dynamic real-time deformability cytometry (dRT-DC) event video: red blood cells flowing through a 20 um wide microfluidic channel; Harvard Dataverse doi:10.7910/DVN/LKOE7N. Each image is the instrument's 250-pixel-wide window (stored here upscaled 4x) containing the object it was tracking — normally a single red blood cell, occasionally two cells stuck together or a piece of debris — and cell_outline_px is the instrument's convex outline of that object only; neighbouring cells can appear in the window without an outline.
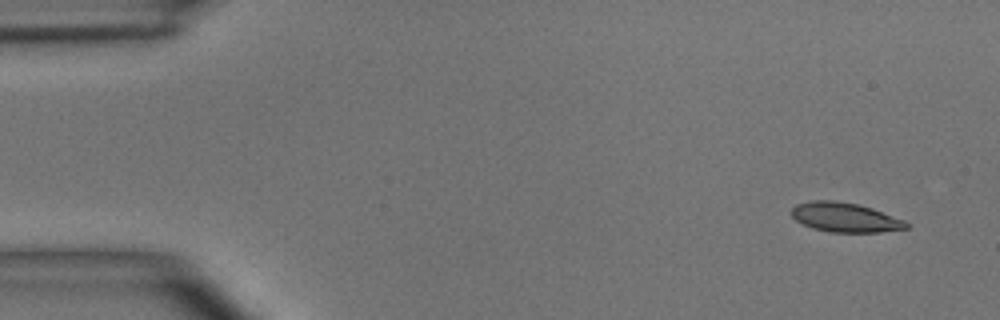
{"species": "common noctule bat (a hibernating species)", "species_latin": "Nyctalus noctula", "temperature_condition": "room temperature", "stored_images_in_passage": 4, "camera_frame_rate_fps": 3000, "um_per_image_px": 0.085, "animal": {"sex": "male", "body_mass_g": 15.6}, "frame": {"image": 1, "passage_image": 1, "time_ms": 0.0, "image_size_px": [1000, 320], "cell_outline_px": [[908, 228], [880, 232], [832, 232], [812, 228], [796, 220], [792, 216], [792, 208], [796, 204], [812, 200], [836, 200], [856, 204], [872, 208], [904, 220], [908, 224]], "centroid_in_image_um": [71.82, 18.47], "position_along_channel_um": 13.2, "area_um2": 19.54}}
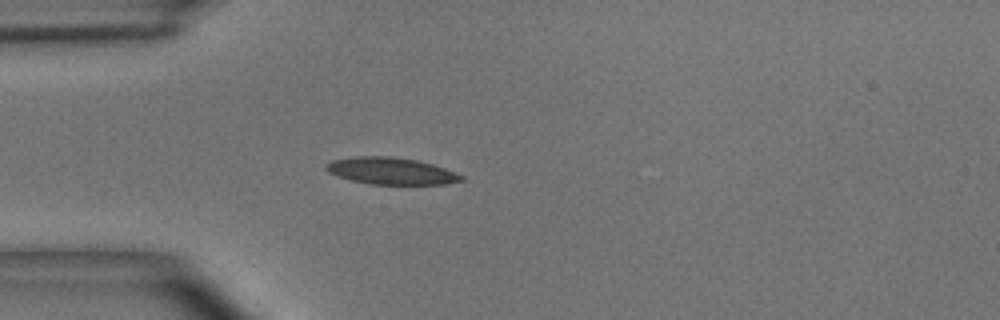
{"frame": {"image": 2, "passage_image": 4, "time_ms": 3.667, "image_size_px": [1000, 320], "cell_outline_px": [[464, 180], [444, 184], [368, 184], [336, 176], [328, 172], [324, 168], [324, 164], [332, 160], [356, 156], [392, 156], [416, 160], [432, 164], [444, 168], [464, 176]], "centroid_in_image_um": [33.19, 14.53], "position_along_channel_um": 51.8, "area_um2": 21.21}}